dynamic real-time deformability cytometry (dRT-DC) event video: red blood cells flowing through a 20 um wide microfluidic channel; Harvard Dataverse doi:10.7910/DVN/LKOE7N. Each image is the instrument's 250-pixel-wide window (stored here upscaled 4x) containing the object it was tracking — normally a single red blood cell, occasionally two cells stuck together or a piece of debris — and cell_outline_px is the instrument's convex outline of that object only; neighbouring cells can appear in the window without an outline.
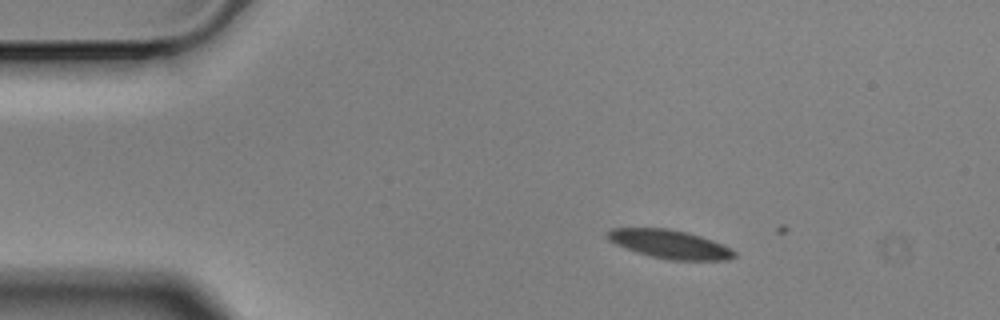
{"species": "Egyptian fruit bat (a non-hibernating species)", "species_latin": "Rousettus aegyptiacus", "temperature_condition": "cold", "stored_images_in_passage": 2, "camera_frame_rate_fps": 3000, "um_per_image_px": 0.085, "animal": {"sex": "male"}, "frame": {"image": 1, "passage_image": 1, "time_ms": 0.0, "image_size_px": [1000, 320], "cell_outline_px": [[736, 256], [728, 260], [672, 260], [652, 256], [636, 252], [616, 244], [608, 240], [604, 236], [612, 228], [668, 228], [688, 232], [712, 240], [732, 248], [736, 252]], "centroid_in_image_um": [56.94, 20.75], "position_along_channel_um": 28.1, "area_um2": 21.15}}